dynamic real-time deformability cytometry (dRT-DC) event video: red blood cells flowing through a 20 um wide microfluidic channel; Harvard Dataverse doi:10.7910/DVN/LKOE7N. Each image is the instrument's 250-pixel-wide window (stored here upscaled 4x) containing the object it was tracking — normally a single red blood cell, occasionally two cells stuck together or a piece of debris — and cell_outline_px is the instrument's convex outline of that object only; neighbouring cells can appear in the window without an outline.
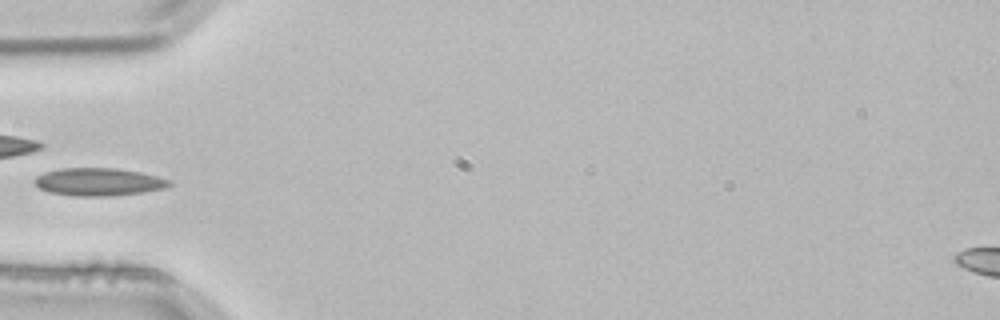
{"species": "common noctule bat (a hibernating species)", "species_latin": "Nyctalus noctula", "temperature_condition": "room temperature", "stored_images_in_passage": 4, "camera_frame_rate_fps": 3000, "um_per_image_px": 0.085, "animal": {"sex": "male", "body_mass_g": 21.5, "forearm_length_mm": 52.0}, "frame": {"image": 1, "passage_image": 4, "time_ms": 1.0, "image_size_px": [1000, 320], "cell_outline_px": [[172, 184], [164, 188], [140, 192], [112, 196], [76, 196], [48, 192], [40, 188], [32, 180], [36, 176], [44, 172], [60, 168], [116, 168], [140, 172], [172, 180]], "centroid_in_image_um": [8.36, 15.45], "position_along_channel_um": 76.6, "area_um2": 21.79}}